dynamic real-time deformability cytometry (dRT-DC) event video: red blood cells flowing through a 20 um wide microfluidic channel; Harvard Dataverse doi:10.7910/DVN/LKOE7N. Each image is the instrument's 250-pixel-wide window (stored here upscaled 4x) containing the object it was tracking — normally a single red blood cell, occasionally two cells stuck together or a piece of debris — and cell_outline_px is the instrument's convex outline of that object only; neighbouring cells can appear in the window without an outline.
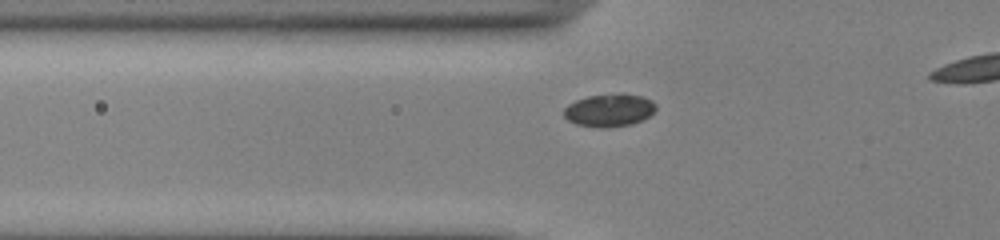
{"species": "common noctule bat (a hibernating species)", "species_latin": "Nyctalus noctula", "temperature_condition": "cold", "stored_images_in_passage": 33, "camera_frame_rate_fps": 3000, "um_per_image_px": 0.085, "animal": {"sex": "male", "body_mass_g": 13.0, "forearm_length_mm": 53.1}, "frame": {"image": 1, "passage_image": 8, "time_ms": 2.333, "image_size_px": [1000, 240], "cell_outline_px": [[656, 108], [644, 120], [632, 124], [608, 128], [600, 128], [576, 124], [568, 120], [564, 116], [564, 108], [568, 104], [576, 100], [588, 96], [640, 96], [652, 100], [656, 104]], "centroid_in_image_um": [51.76, 9.42], "position_along_channel_um": 74.0, "area_um2": 17.05}}
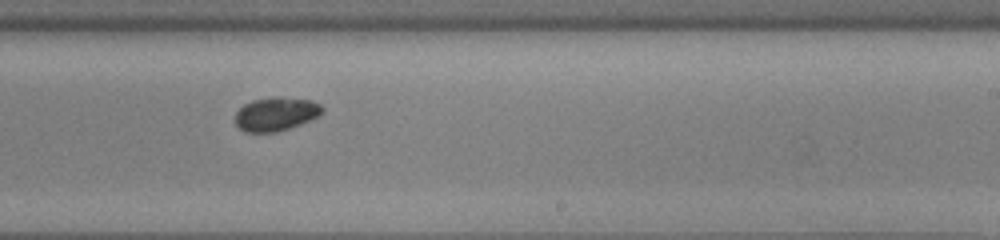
{"frame": {"image": 2, "passage_image": 23, "time_ms": 7.333, "image_size_px": [1000, 240], "cell_outline_px": [[324, 112], [320, 116], [300, 124], [276, 132], [244, 132], [236, 124], [236, 112], [244, 104], [252, 100], [276, 96], [312, 100], [320, 104], [324, 108]], "centroid_in_image_um": [23.49, 9.68], "position_along_channel_um": 265.5, "area_um2": 17.17}}
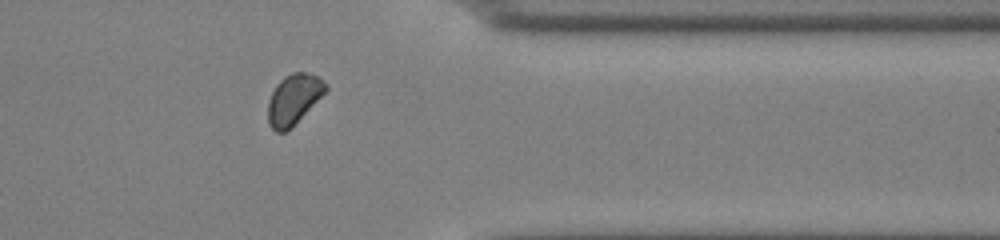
{"frame": {"image": 3, "passage_image": 33, "time_ms": 10.667, "image_size_px": [1000, 240], "cell_outline_px": [[328, 88], [292, 128], [284, 132], [276, 132], [268, 124], [268, 100], [276, 84], [284, 76], [292, 72], [308, 72], [324, 80], [328, 84]], "centroid_in_image_um": [24.95, 8.43], "position_along_channel_um": 386.5, "area_um2": 16.94}}